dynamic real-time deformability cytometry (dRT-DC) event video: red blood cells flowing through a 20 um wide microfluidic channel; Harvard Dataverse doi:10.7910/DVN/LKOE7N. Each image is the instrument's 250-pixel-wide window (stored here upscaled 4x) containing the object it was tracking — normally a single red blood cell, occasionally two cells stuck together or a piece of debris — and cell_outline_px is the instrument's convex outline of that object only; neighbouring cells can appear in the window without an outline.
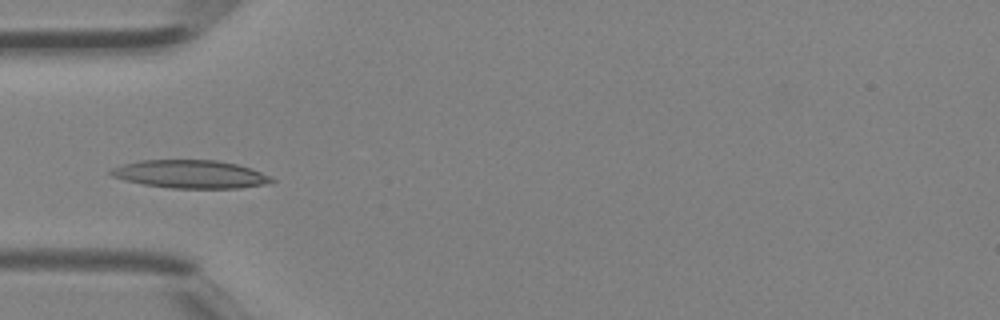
{"species": "Egyptian fruit bat (a non-hibernating species)", "species_latin": "Rousettus aegyptiacus", "temperature_condition": "room temperature", "stored_images_in_passage": 27, "camera_frame_rate_fps": 3000, "um_per_image_px": 0.085, "animal": {"sex": "female"}, "frame": {"image": 1, "passage_image": 5, "time_ms": 1.333, "image_size_px": [1000, 320], "cell_outline_px": [[276, 180], [264, 184], [240, 188], [172, 188], [144, 184], [124, 180], [112, 176], [108, 172], [112, 168], [124, 164], [140, 160], [216, 160], [236, 164], [260, 172]], "centroid_in_image_um": [16.14, 14.8], "position_along_channel_um": 68.9, "area_um2": 26.01}}
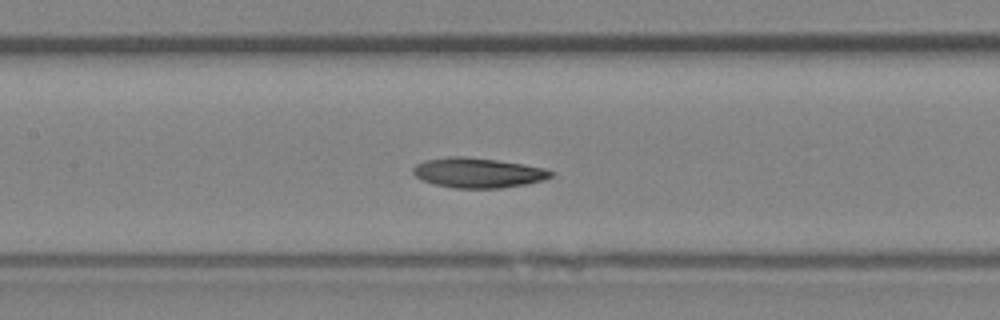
{"frame": {"image": 2, "passage_image": 11, "time_ms": 3.333, "image_size_px": [1000, 320], "cell_outline_px": [[552, 176], [544, 180], [528, 184], [500, 188], [452, 188], [436, 184], [424, 180], [416, 176], [412, 172], [412, 168], [416, 164], [424, 160], [448, 156], [464, 156], [496, 160], [544, 168], [552, 172]], "centroid_in_image_um": [40.6, 14.68], "position_along_channel_um": 166.8, "area_um2": 23.93}}
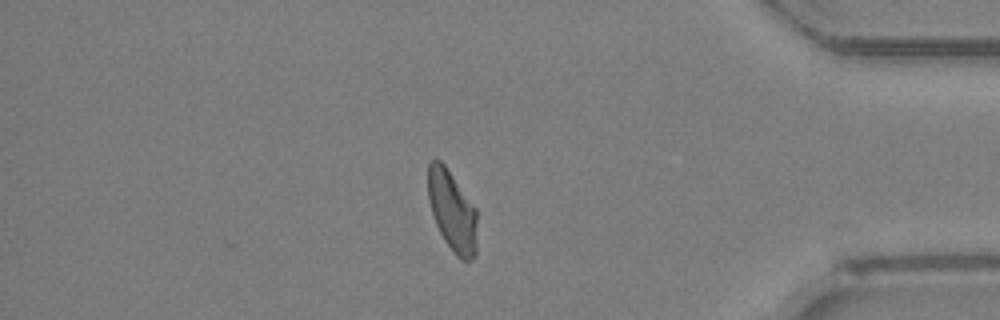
{"frame": {"image": 3, "passage_image": 27, "time_ms": 8.667, "image_size_px": [1000, 320], "cell_outline_px": [[476, 252], [472, 260], [460, 260], [456, 256], [444, 240], [436, 224], [428, 200], [428, 164], [432, 160], [440, 160], [444, 164], [476, 208]], "centroid_in_image_um": [38.43, 17.95], "position_along_channel_um": 396.8, "area_um2": 22.95}}